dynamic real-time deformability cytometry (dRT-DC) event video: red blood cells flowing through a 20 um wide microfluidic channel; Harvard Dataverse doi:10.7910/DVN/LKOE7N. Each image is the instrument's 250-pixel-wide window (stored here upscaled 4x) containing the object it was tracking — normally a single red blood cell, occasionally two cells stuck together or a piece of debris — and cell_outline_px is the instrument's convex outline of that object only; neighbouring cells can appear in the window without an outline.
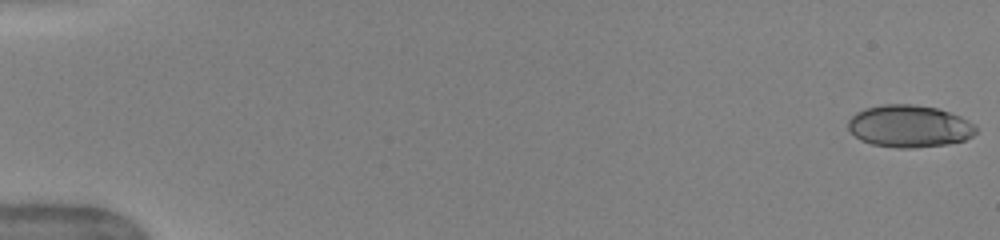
{"species": "human", "species_latin": "Homo sapiens", "temperature_condition": "warm", "stored_images_in_passage": 51, "camera_frame_rate_fps": 3000, "um_per_image_px": 0.085, "donor": {"sex": "female"}, "frame": {"image": 1, "passage_image": 1, "time_ms": 0.0, "image_size_px": [1000, 240], "cell_outline_px": [[976, 132], [972, 136], [964, 140], [948, 144], [912, 148], [896, 148], [872, 144], [860, 140], [848, 128], [848, 120], [856, 112], [864, 108], [884, 104], [916, 104], [936, 108], [960, 116], [976, 124]], "centroid_in_image_um": [77.29, 10.72], "position_along_channel_um": 7.7, "area_um2": 31.56}}
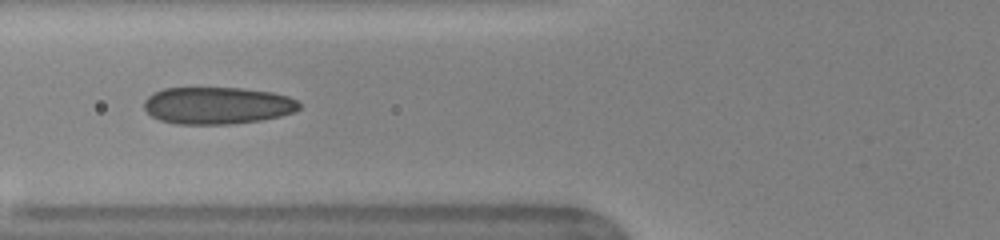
{"frame": {"image": 2, "passage_image": 21, "time_ms": 6.667, "image_size_px": [1000, 240], "cell_outline_px": [[300, 108], [292, 112], [280, 116], [260, 120], [228, 124], [176, 124], [160, 120], [152, 116], [144, 108], [144, 100], [152, 92], [164, 88], [240, 88], [272, 92], [288, 96], [296, 100], [300, 104]], "centroid_in_image_um": [18.44, 8.96], "position_along_channel_um": 107.4, "area_um2": 33.52}}
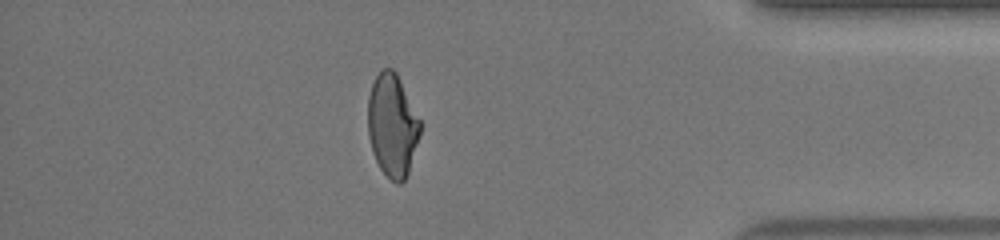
{"frame": {"image": 3, "passage_image": 45, "time_ms": 14.667, "image_size_px": [1000, 240], "cell_outline_px": [[420, 136], [408, 172], [404, 180], [400, 184], [396, 184], [380, 168], [372, 152], [368, 136], [368, 96], [372, 84], [380, 68], [392, 68], [396, 72], [420, 120]], "centroid_in_image_um": [33.33, 10.64], "position_along_channel_um": 401.9, "area_um2": 31.21}, "authors_computed_cell_mechanics": {"area_um2": 32.079, "velocity_mm_per_s": 4.035, "shape_relaxation_time_tau1_ms": 8.9039, "shape_relaxation_time_tau2_ms": 0.9336, "deformation_change_tau1": 0.2452, "deformation_change_tau2": 0.0768}}